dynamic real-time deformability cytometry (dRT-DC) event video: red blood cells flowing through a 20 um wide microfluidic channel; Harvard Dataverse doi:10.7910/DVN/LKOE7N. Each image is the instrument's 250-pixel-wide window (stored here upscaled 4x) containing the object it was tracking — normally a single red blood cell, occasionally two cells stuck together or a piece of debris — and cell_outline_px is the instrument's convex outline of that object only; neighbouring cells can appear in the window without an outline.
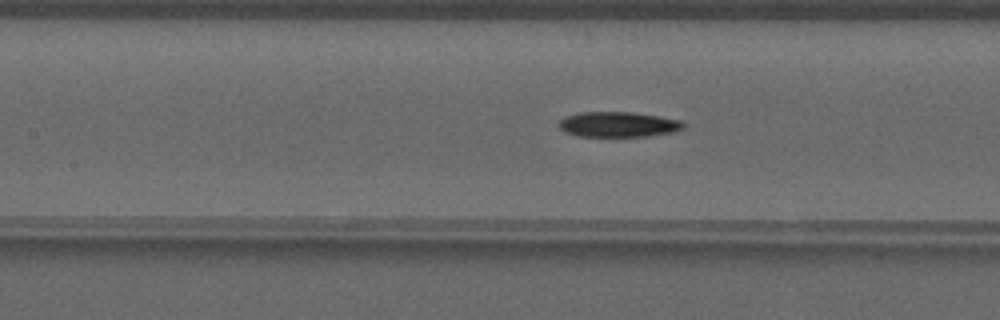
{"species": "common noctule bat (a hibernating species)", "species_latin": "Nyctalus noctula", "temperature_condition": "warm", "stored_images_in_passage": 9, "camera_frame_rate_fps": 3000, "um_per_image_px": 0.085, "animal": {"sex": "male", "forearm_length_mm": 52.5}, "frame": {"image": 1, "passage_image": 7, "time_ms": 2.0, "image_size_px": [1000, 320], "cell_outline_px": [[688, 124], [684, 128], [672, 132], [648, 136], [576, 136], [564, 132], [556, 124], [564, 116], [580, 112], [632, 112], [660, 116], [680, 120]], "centroid_in_image_um": [52.53, 10.57], "position_along_channel_um": 154.9, "area_um2": 18.55}}